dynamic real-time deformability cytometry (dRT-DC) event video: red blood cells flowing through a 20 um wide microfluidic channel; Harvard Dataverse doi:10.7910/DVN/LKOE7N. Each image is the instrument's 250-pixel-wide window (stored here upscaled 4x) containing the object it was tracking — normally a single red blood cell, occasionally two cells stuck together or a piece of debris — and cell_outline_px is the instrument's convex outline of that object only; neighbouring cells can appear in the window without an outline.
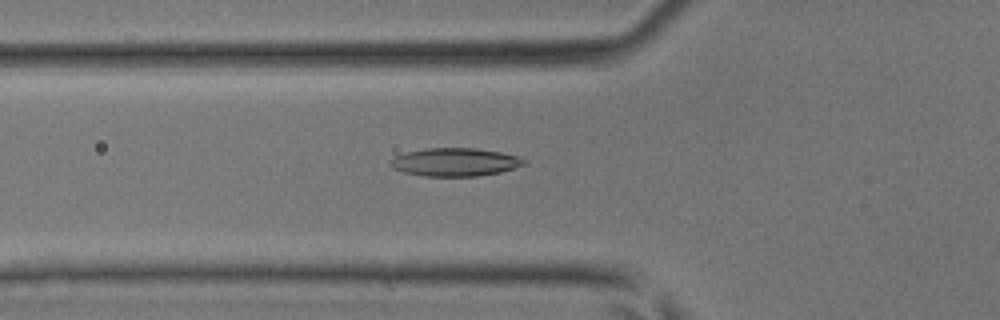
{"species": "common noctule bat (a hibernating species)", "species_latin": "Nyctalus noctula", "temperature_condition": "room temperature", "stored_images_in_passage": 46, "camera_frame_rate_fps": 3000, "um_per_image_px": 0.085, "animal": {"sex": "male", "body_mass_g": 17.9, "forearm_length_mm": 54.2}, "frame": {"image": 1, "passage_image": 17, "time_ms": 5.333, "image_size_px": [1000, 320], "cell_outline_px": [[524, 164], [516, 168], [500, 172], [476, 176], [424, 176], [404, 172], [392, 168], [388, 164], [388, 160], [404, 152], [424, 148], [472, 148], [500, 152], [520, 156], [524, 160]], "centroid_in_image_um": [38.63, 13.77], "position_along_channel_um": 87.2, "area_um2": 22.02}}
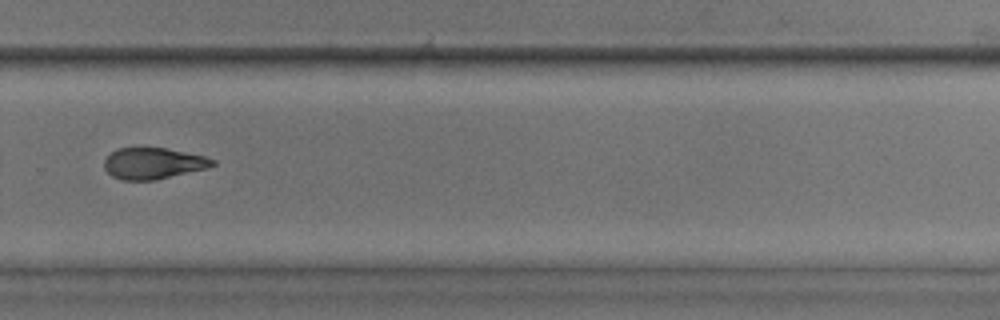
{"frame": {"image": 2, "passage_image": 32, "time_ms": 10.333, "image_size_px": [1000, 320], "cell_outline_px": [[216, 164], [208, 168], [156, 180], [124, 180], [112, 176], [104, 168], [104, 160], [116, 148], [168, 148], [204, 156], [216, 160]], "centroid_in_image_um": [13.04, 13.89], "position_along_channel_um": 316.8, "area_um2": 19.77}}
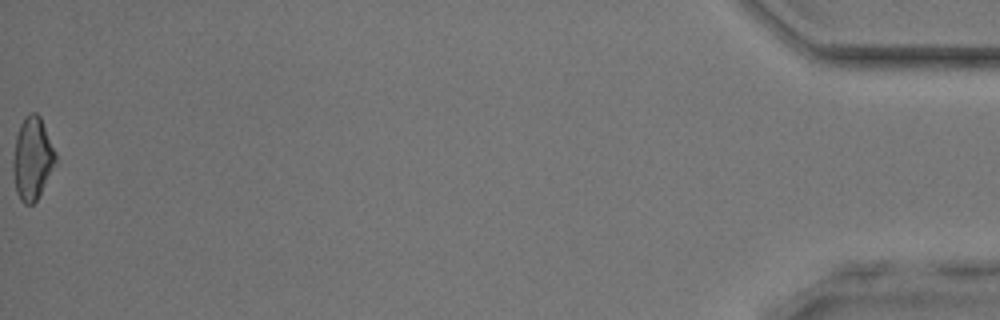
{"frame": {"image": 3, "passage_image": 46, "time_ms": 15.0, "image_size_px": [1000, 320], "cell_outline_px": [[56, 164], [36, 200], [32, 204], [24, 204], [20, 200], [16, 192], [12, 168], [12, 160], [16, 136], [20, 124], [24, 116], [28, 112], [36, 112], [40, 116], [56, 152]], "centroid_in_image_um": [2.74, 13.45], "position_along_channel_um": 432.5, "area_um2": 20.58}}